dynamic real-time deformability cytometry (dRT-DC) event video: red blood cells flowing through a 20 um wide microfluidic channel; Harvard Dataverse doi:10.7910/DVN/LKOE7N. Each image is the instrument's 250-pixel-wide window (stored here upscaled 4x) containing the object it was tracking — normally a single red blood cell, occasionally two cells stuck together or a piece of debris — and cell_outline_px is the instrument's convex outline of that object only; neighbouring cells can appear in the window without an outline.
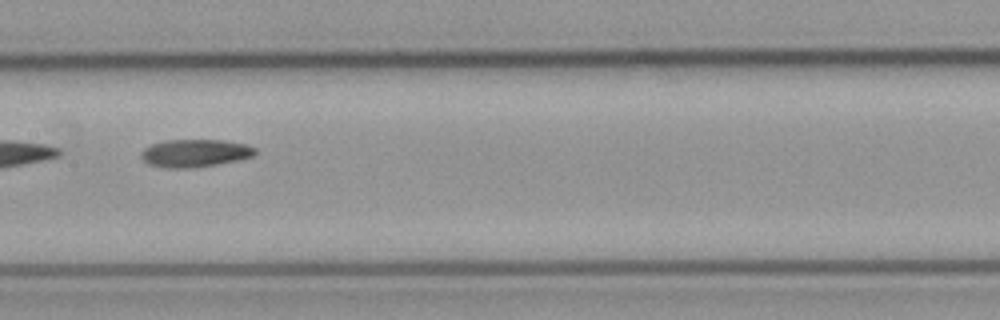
{"species": "common noctule bat (a hibernating species)", "species_latin": "Nyctalus noctula", "temperature_condition": "cold", "stored_images_in_passage": 5, "camera_frame_rate_fps": 3000, "um_per_image_px": 0.085, "animal": {"sex": "male", "body_mass_g": 23.1, "forearm_length_mm": 52.7}, "frame": {"image": 1, "passage_image": 4, "time_ms": 3.667, "image_size_px": [1000, 320], "cell_outline_px": [[256, 152], [252, 156], [236, 160], [216, 164], [184, 168], [164, 168], [148, 164], [140, 156], [140, 152], [144, 148], [152, 144], [164, 140], [224, 140], [244, 144], [256, 148]], "centroid_in_image_um": [16.52, 13.01], "position_along_channel_um": 190.9, "area_um2": 18.26}}